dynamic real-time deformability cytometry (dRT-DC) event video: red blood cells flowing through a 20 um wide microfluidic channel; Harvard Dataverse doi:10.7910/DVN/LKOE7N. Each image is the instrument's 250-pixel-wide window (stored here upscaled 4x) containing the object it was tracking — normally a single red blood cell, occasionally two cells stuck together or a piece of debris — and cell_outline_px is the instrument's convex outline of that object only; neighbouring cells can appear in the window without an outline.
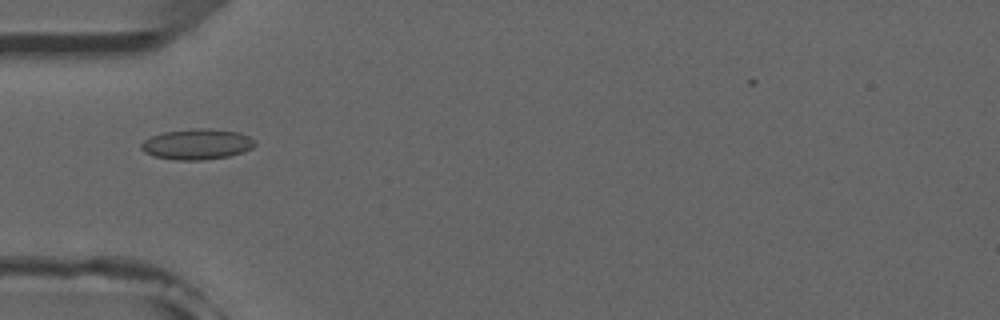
{"species": "common noctule bat (a hibernating species)", "species_latin": "Nyctalus noctula", "temperature_condition": "room temperature", "stored_images_in_passage": 52, "camera_frame_rate_fps": 3000, "um_per_image_px": 0.085, "animal": {"sex": "male", "forearm_length_mm": 52.5}, "frame": {"image": 1, "passage_image": 17, "time_ms": 5.333, "image_size_px": [1000, 320], "cell_outline_px": [[256, 144], [252, 148], [244, 152], [228, 156], [204, 160], [176, 160], [152, 156], [144, 152], [140, 148], [140, 144], [144, 140], [152, 136], [164, 132], [196, 128], [208, 128], [240, 132], [256, 140]], "centroid_in_image_um": [16.76, 12.26], "position_along_channel_um": 68.2, "area_um2": 20.46}}
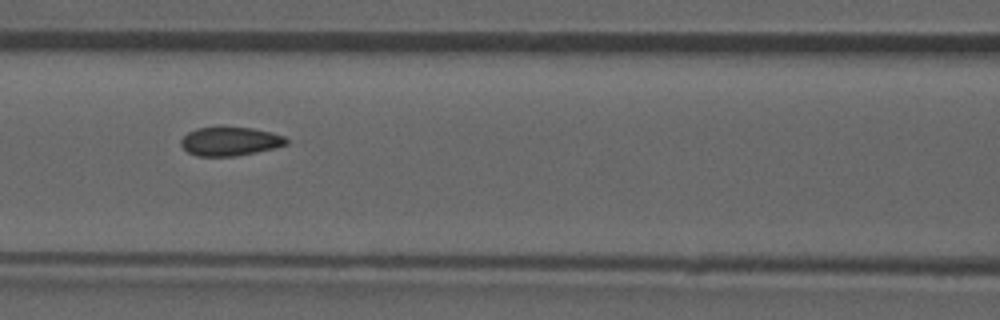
{"frame": {"image": 2, "passage_image": 23, "time_ms": 7.333, "image_size_px": [1000, 320], "cell_outline_px": [[288, 144], [256, 152], [236, 156], [196, 156], [188, 152], [180, 144], [180, 140], [188, 132], [196, 128], [252, 128], [272, 132], [284, 136], [288, 140]], "centroid_in_image_um": [19.55, 12.02], "position_along_channel_um": 147.1, "area_um2": 17.46}}
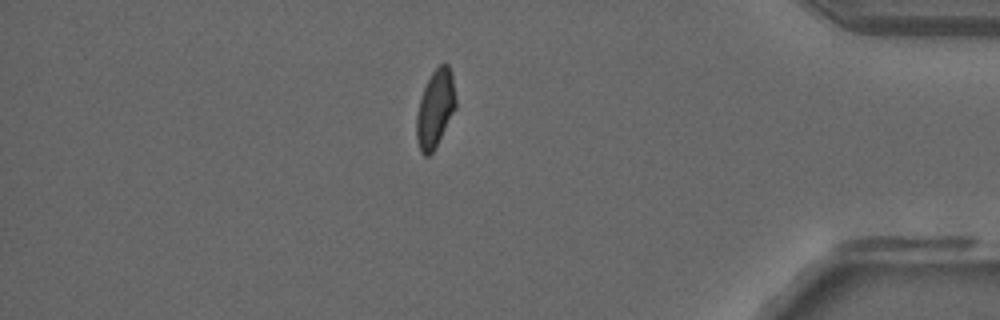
{"frame": {"image": 3, "passage_image": 45, "time_ms": 14.667, "image_size_px": [1000, 320], "cell_outline_px": [[456, 108], [432, 152], [428, 156], [424, 156], [420, 152], [416, 136], [416, 116], [420, 100], [424, 88], [432, 72], [440, 64], [448, 64], [452, 72], [456, 100]], "centroid_in_image_um": [36.99, 9.23], "position_along_channel_um": 398.2, "area_um2": 17.57}, "authors_computed_cell_mechanics": {"area_um2": 18.207, "velocity_mm_per_s": 3.9294, "shape_relaxation_time_tau1_ms": null, "shape_relaxation_time_tau2_ms": 0.9405, "deformation_change_tau1": null, "deformation_change_tau2": 0.0499}}